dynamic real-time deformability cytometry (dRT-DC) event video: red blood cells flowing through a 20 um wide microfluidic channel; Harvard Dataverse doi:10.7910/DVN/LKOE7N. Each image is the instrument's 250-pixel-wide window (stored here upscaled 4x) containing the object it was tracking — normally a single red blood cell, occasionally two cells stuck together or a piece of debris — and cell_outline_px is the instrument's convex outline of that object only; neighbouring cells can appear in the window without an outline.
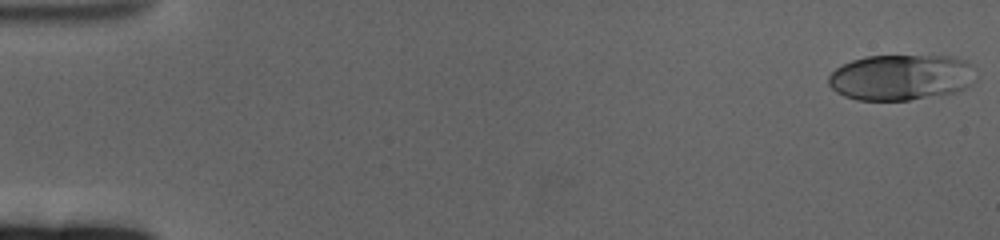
{"species": "human", "species_latin": "Homo sapiens", "temperature_condition": "cold", "stored_images_in_passage": 62, "camera_frame_rate_fps": 3000, "um_per_image_px": 0.085, "donor": {"sex": "female"}, "frame": {"image": 1, "passage_image": 1, "time_ms": 0.0, "image_size_px": [1000, 240], "cell_outline_px": [[980, 76], [972, 84], [956, 92], [908, 100], [856, 100], [844, 96], [836, 92], [828, 84], [828, 76], [836, 68], [852, 60], [864, 56], [952, 56], [968, 60]], "centroid_in_image_um": [76.65, 6.57], "position_along_channel_um": 8.4, "area_um2": 39.88}}
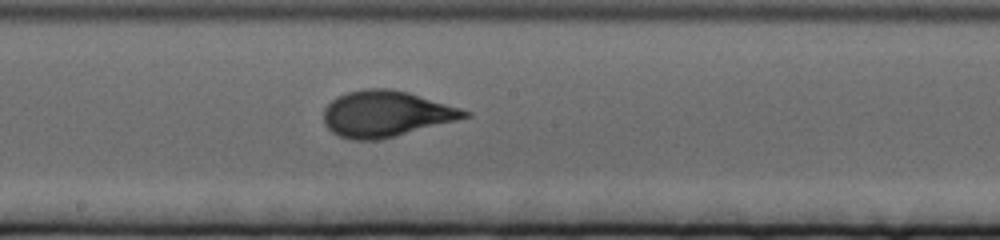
{"frame": {"image": 2, "passage_image": 34, "time_ms": 11.0, "image_size_px": [1000, 240], "cell_outline_px": [[472, 116], [396, 136], [380, 140], [352, 140], [340, 136], [332, 132], [328, 128], [324, 120], [324, 108], [336, 96], [348, 92], [364, 88], [392, 88], [408, 92], [460, 108], [472, 112]], "centroid_in_image_um": [32.8, 9.67], "position_along_channel_um": 215.4, "area_um2": 37.8}}
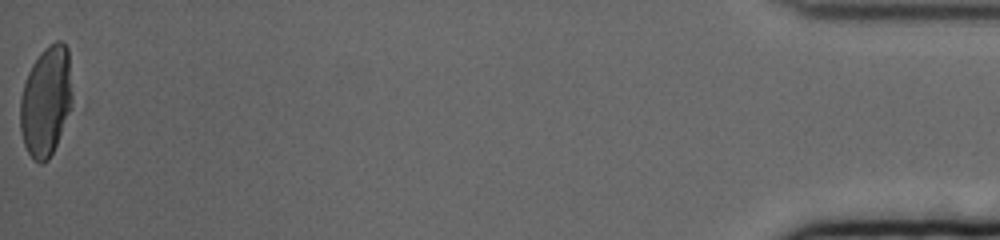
{"frame": {"image": 3, "passage_image": 62, "time_ms": 20.333, "image_size_px": [1000, 240], "cell_outline_px": [[72, 108], [56, 144], [48, 160], [40, 164], [32, 160], [24, 144], [20, 132], [20, 96], [28, 72], [32, 64], [40, 52], [48, 44], [56, 40], [60, 40], [68, 48], [72, 96]], "centroid_in_image_um": [3.9, 8.6], "position_along_channel_um": 431.3, "area_um2": 33.7}, "authors_computed_cell_mechanics": {"area_um2": 36.6452, "velocity_mm_per_s": 3.2763, "shape_relaxation_time_tau1_ms": 3.7519, "shape_relaxation_time_tau2_ms": null, "deformation_change_tau1": 0.1796, "deformation_change_tau2": null}}